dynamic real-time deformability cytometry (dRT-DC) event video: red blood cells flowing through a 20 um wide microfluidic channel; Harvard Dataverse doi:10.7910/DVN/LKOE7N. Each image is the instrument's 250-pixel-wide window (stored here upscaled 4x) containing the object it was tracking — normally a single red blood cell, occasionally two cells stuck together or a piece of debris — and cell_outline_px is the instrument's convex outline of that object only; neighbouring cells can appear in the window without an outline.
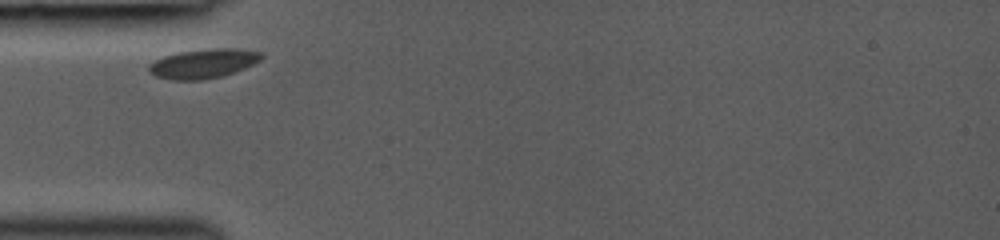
{"species": "common noctule bat (a hibernating species)", "species_latin": "Nyctalus noctula", "temperature_condition": "room temperature", "stored_images_in_passage": 20, "camera_frame_rate_fps": 3000, "um_per_image_px": 0.085, "animal": {"sex": "female", "body_mass_g": 19.0, "forearm_length_mm": 53.3}, "frame": {"image": 1, "passage_image": 1, "time_ms": 0.0, "image_size_px": [1000, 240], "cell_outline_px": [[264, 56], [260, 60], [244, 68], [220, 76], [200, 80], [172, 80], [156, 76], [148, 72], [148, 64], [164, 56], [180, 52], [208, 48], [232, 48], [260, 52]], "centroid_in_image_um": [17.24, 5.4], "position_along_channel_um": 67.8, "area_um2": 19.02}}
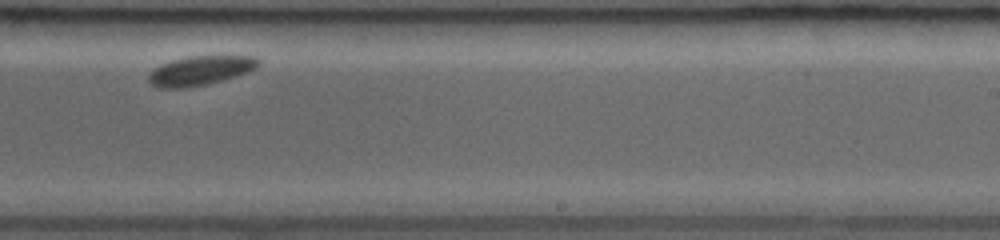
{"frame": {"image": 2, "passage_image": 12, "time_ms": 5.333, "image_size_px": [1000, 240], "cell_outline_px": [[260, 64], [256, 68], [248, 72], [208, 84], [188, 88], [156, 88], [148, 80], [148, 72], [160, 64], [172, 60], [188, 56], [252, 56], [260, 60]], "centroid_in_image_um": [16.98, 6.0], "position_along_channel_um": 272.0, "area_um2": 18.9}}
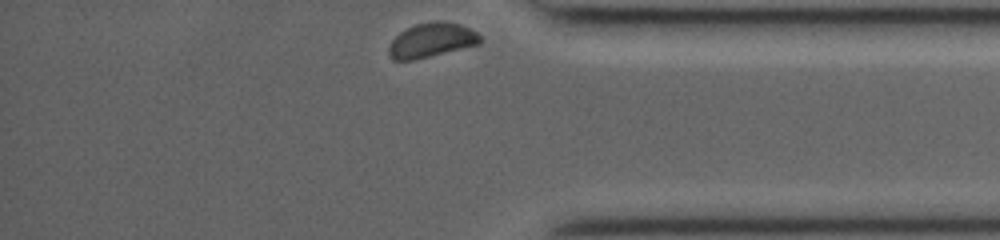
{"frame": {"image": 3, "passage_image": 20, "time_ms": 8.667, "image_size_px": [1000, 240], "cell_outline_px": [[484, 40], [480, 44], [412, 60], [392, 60], [388, 52], [388, 48], [392, 40], [400, 32], [416, 24], [436, 20], [440, 20], [460, 24], [476, 32]], "centroid_in_image_um": [36.69, 3.41], "position_along_channel_um": 398.5, "area_um2": 18.21}}